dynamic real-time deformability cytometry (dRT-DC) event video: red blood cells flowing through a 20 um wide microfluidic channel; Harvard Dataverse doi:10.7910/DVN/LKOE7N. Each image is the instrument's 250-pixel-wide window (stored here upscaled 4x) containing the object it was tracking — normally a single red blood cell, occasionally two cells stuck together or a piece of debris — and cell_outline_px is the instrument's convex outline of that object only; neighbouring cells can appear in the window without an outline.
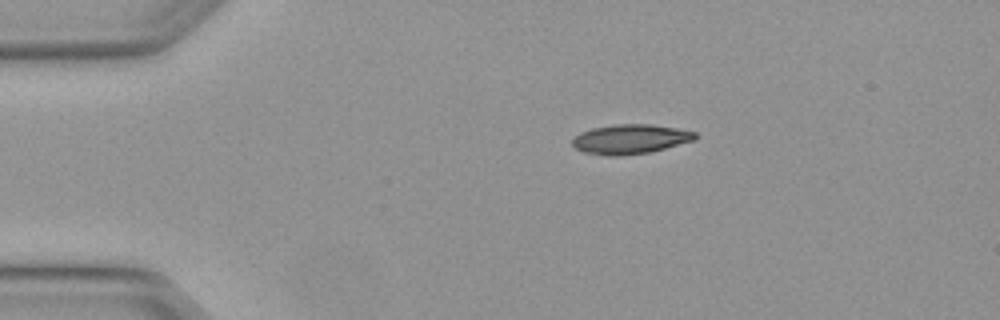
{"species": "Egyptian fruit bat (a non-hibernating species)", "species_latin": "Rousettus aegyptiacus", "temperature_condition": "warm", "stored_images_in_passage": 3, "camera_frame_rate_fps": 3000, "um_per_image_px": 0.085, "animal": {"sex": "female"}, "frame": {"image": 1, "passage_image": 1, "time_ms": 0.0, "image_size_px": [1000, 320], "cell_outline_px": [[700, 136], [696, 140], [648, 152], [620, 156], [608, 156], [584, 152], [576, 148], [572, 144], [572, 140], [580, 132], [592, 128], [616, 124], [652, 124], [676, 128], [696, 132]], "centroid_in_image_um": [53.6, 11.82], "position_along_channel_um": 31.4, "area_um2": 21.15}}
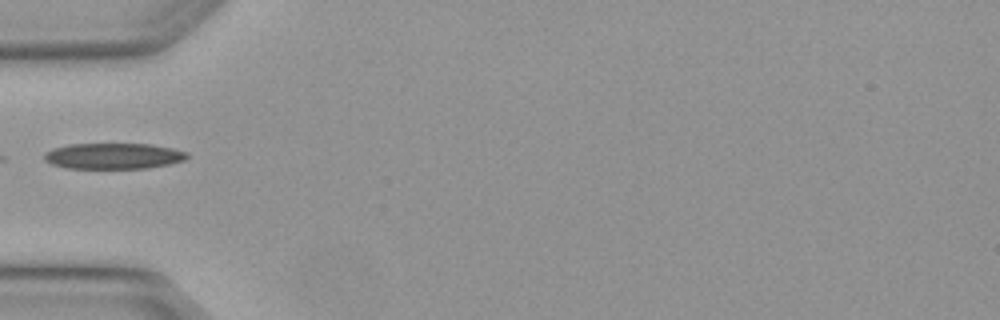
{"frame": {"image": 2, "passage_image": 3, "time_ms": 0.667, "image_size_px": [1000, 320], "cell_outline_px": [[188, 156], [184, 160], [168, 164], [148, 168], [68, 168], [52, 164], [44, 160], [44, 152], [52, 148], [68, 144], [152, 144], [172, 148], [188, 152]], "centroid_in_image_um": [9.62, 13.25], "position_along_channel_um": 75.4, "area_um2": 21.56}}